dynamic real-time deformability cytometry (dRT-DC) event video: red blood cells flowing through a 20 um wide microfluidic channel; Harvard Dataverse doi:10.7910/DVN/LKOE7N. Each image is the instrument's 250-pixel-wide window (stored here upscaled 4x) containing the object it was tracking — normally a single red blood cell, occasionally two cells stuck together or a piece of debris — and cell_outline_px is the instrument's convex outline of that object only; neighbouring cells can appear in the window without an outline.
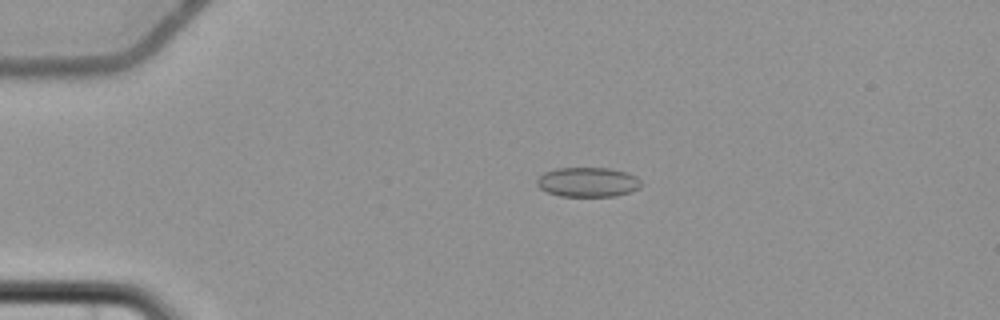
{"species": "common noctule bat (a hibernating species)", "species_latin": "Nyctalus noctula", "temperature_condition": "cold", "stored_images_in_passage": 5, "camera_frame_rate_fps": 3000, "um_per_image_px": 0.085, "animal": {"sex": "female", "body_mass_g": 22.7, "forearm_length_mm": 54.2}, "frame": {"image": 1, "passage_image": 1, "time_ms": 0.0, "image_size_px": [1000, 320], "cell_outline_px": [[644, 184], [640, 188], [632, 192], [616, 196], [560, 196], [548, 192], [540, 188], [536, 184], [536, 180], [544, 172], [556, 168], [608, 168], [628, 172], [636, 176]], "centroid_in_image_um": [50.01, 15.48], "position_along_channel_um": 35.0, "area_um2": 18.21}}
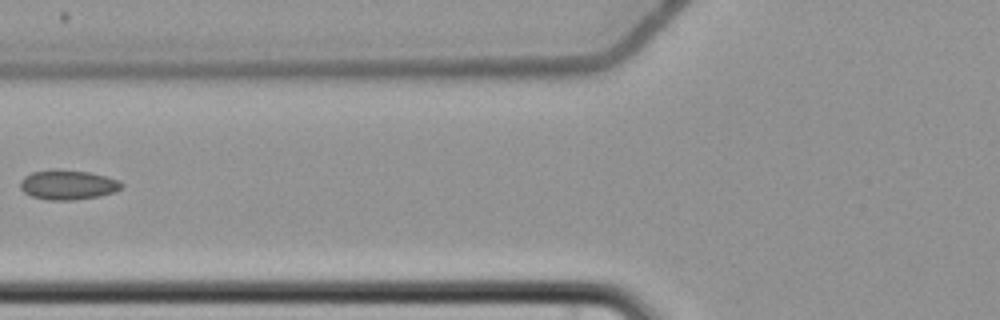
{"frame": {"image": 2, "passage_image": 4, "time_ms": 3.667, "image_size_px": [1000, 320], "cell_outline_px": [[124, 184], [116, 192], [100, 196], [72, 200], [48, 200], [32, 196], [24, 192], [20, 188], [20, 180], [24, 176], [32, 172], [56, 168], [88, 172], [120, 180]], "centroid_in_image_um": [5.76, 15.7], "position_along_channel_um": 120.0, "area_um2": 17.69}}
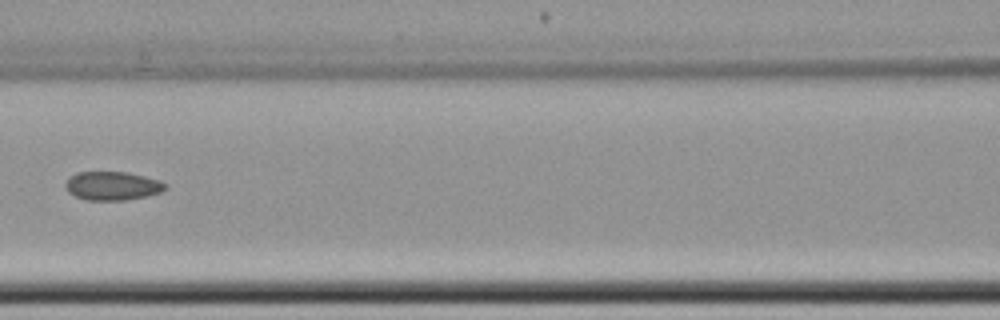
{"frame": {"image": 3, "passage_image": 5, "time_ms": 4.667, "image_size_px": [1000, 320], "cell_outline_px": [[168, 188], [160, 192], [148, 196], [128, 200], [84, 200], [68, 192], [64, 188], [64, 184], [68, 176], [76, 172], [128, 172], [160, 180], [168, 184]], "centroid_in_image_um": [9.55, 15.8], "position_along_channel_um": 157.1, "area_um2": 17.05}}